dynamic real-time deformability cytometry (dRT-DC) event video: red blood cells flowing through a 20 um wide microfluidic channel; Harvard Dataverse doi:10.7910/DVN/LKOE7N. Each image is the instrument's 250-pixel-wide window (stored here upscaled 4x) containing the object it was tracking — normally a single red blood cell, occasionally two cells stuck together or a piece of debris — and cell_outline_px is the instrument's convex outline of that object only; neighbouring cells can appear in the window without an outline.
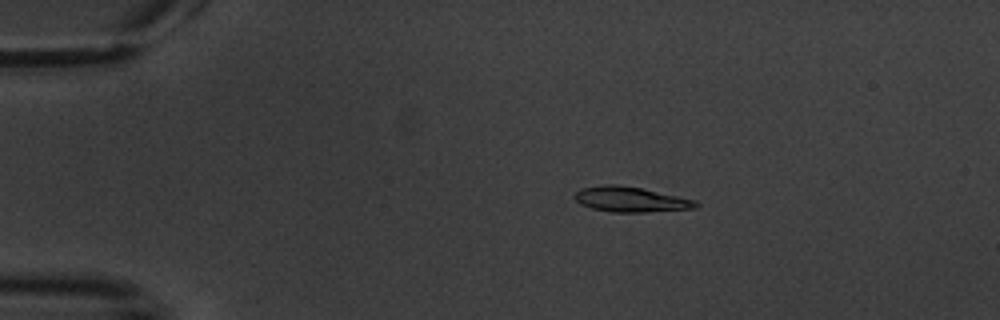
{"species": "common noctule bat (a hibernating species)", "species_latin": "Nyctalus noctula", "temperature_condition": "warm", "stored_images_in_passage": 6, "camera_frame_rate_fps": 3000, "um_per_image_px": 0.085, "animal": {"sex": "male", "body_mass_g": 20.1, "forearm_length_mm": 53.5}, "frame": {"image": 1, "passage_image": 4, "time_ms": 3.667, "image_size_px": [1000, 320], "cell_outline_px": [[700, 204], [696, 208], [644, 212], [612, 212], [592, 208], [580, 204], [572, 196], [580, 188], [604, 184], [612, 184], [640, 188], [696, 200]], "centroid_in_image_um": [53.57, 16.95], "position_along_channel_um": 31.4, "area_um2": 17.69}}